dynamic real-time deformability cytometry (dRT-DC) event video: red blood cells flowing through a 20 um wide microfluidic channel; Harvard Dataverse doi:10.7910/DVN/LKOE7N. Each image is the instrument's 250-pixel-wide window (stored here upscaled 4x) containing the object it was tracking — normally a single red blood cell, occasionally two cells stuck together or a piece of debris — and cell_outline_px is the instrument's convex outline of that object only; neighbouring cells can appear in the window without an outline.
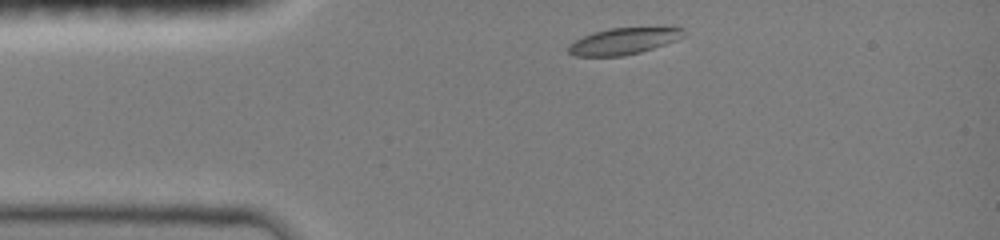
{"species": "common noctule bat (a hibernating species)", "species_latin": "Nyctalus noctula", "temperature_condition": "room temperature", "stored_images_in_passage": 5, "camera_frame_rate_fps": 3000, "um_per_image_px": 0.085, "animal": {"sex": "female", "body_mass_g": 19.0, "forearm_length_mm": 51.5}, "frame": {"image": 1, "passage_image": 1, "time_ms": 0.0, "image_size_px": [1000, 240], "cell_outline_px": [[688, 32], [684, 36], [676, 40], [640, 52], [624, 56], [572, 56], [568, 52], [568, 44], [592, 32], [608, 28], [672, 24], [684, 28]], "centroid_in_image_um": [53.13, 3.43], "position_along_channel_um": 31.9, "area_um2": 18.79}}
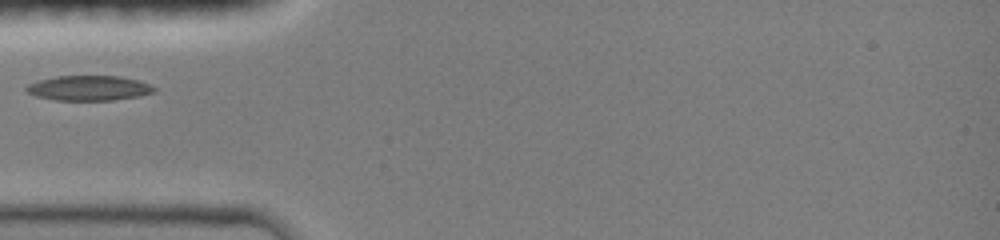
{"frame": {"image": 2, "passage_image": 4, "time_ms": 1.0, "image_size_px": [1000, 240], "cell_outline_px": [[156, 92], [140, 96], [112, 100], [56, 100], [36, 96], [28, 92], [24, 88], [28, 84], [36, 80], [56, 76], [120, 76], [152, 84], [156, 88]], "centroid_in_image_um": [7.57, 7.48], "position_along_channel_um": 77.4, "area_um2": 18.73}}